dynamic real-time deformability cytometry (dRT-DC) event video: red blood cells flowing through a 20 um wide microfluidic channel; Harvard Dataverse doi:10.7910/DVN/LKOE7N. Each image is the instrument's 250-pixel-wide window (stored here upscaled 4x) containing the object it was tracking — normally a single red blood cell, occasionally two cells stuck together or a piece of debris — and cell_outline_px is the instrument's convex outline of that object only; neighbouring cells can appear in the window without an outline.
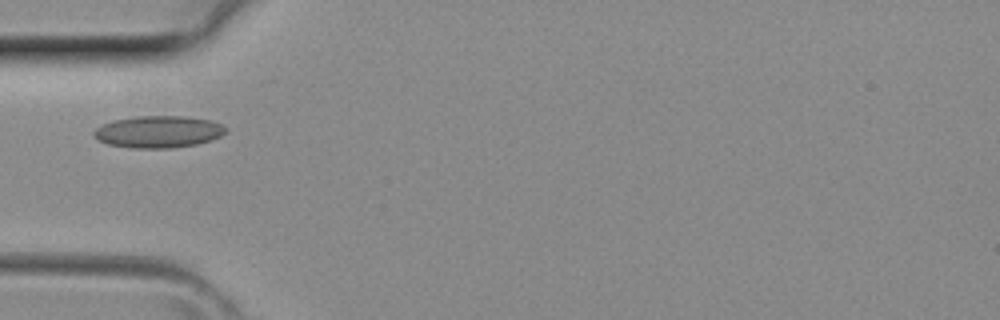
{"species": "common noctule bat (a hibernating species)", "species_latin": "Nyctalus noctula", "temperature_condition": "room temperature", "stored_images_in_passage": 3, "camera_frame_rate_fps": 3000, "um_per_image_px": 0.085, "animal": {"sex": "female", "body_mass_g": 29.2, "forearm_length_mm": 56.3}, "frame": {"image": 1, "passage_image": 3, "time_ms": 0.667, "image_size_px": [1000, 320], "cell_outline_px": [[228, 128], [220, 136], [196, 144], [172, 148], [132, 148], [108, 144], [92, 136], [92, 132], [100, 124], [112, 120], [136, 116], [184, 116], [212, 120]], "centroid_in_image_um": [13.42, 11.19], "position_along_channel_um": 71.6, "area_um2": 24.62}}